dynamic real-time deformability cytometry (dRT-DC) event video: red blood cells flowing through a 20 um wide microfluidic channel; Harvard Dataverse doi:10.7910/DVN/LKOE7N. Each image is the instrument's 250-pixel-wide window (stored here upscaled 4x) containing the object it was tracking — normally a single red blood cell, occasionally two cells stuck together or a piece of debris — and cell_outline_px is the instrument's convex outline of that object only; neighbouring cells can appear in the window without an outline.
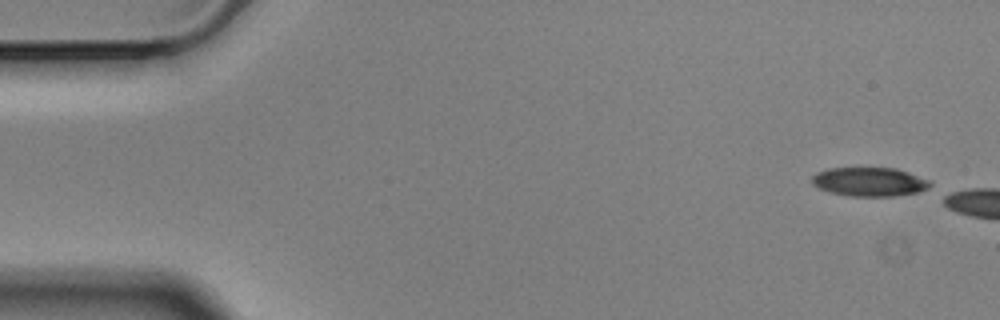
{"species": "Egyptian fruit bat (a non-hibernating species)", "species_latin": "Rousettus aegyptiacus", "temperature_condition": "cold", "stored_images_in_passage": 5, "camera_frame_rate_fps": 3000, "um_per_image_px": 0.085, "animal": {"sex": "male"}, "frame": {"image": 1, "passage_image": 1, "time_ms": 0.0, "image_size_px": [1000, 320], "cell_outline_px": [[932, 184], [928, 188], [920, 192], [896, 196], [848, 196], [832, 192], [820, 188], [812, 184], [812, 176], [816, 172], [828, 168], [896, 168], [932, 180]], "centroid_in_image_um": [73.95, 15.45], "position_along_channel_um": 11.0, "area_um2": 20.06}}